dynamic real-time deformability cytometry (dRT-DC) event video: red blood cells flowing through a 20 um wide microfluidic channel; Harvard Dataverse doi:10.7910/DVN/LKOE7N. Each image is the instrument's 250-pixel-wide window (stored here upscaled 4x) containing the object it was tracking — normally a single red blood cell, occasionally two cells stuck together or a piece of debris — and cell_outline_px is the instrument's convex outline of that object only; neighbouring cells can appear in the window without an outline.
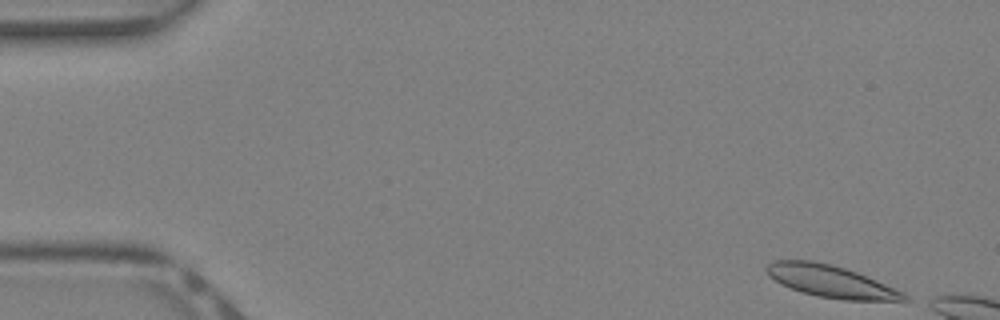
{"species": "Egyptian fruit bat (a non-hibernating species)", "species_latin": "Rousettus aegyptiacus", "temperature_condition": "warm", "stored_images_in_passage": 6, "camera_frame_rate_fps": 3000, "um_per_image_px": 0.085, "animal": {"sex": "female"}, "frame": {"image": 1, "passage_image": 1, "time_ms": 0.0, "image_size_px": [1000, 320], "cell_outline_px": [[912, 300], [844, 300], [816, 296], [780, 284], [768, 276], [764, 268], [772, 260], [812, 260], [832, 264], [868, 276], [904, 292]], "centroid_in_image_um": [70.6, 23.9], "position_along_channel_um": 14.4, "area_um2": 25.78}}